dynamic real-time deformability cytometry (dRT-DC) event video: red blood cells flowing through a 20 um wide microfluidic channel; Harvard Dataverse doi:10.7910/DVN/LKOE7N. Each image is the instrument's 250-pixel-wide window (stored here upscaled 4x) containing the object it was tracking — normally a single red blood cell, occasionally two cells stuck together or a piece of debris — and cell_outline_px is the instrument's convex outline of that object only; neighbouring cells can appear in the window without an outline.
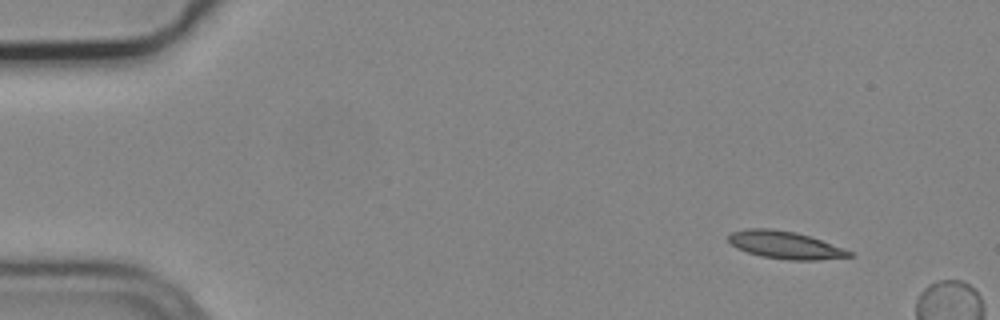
{"species": "common noctule bat (a hibernating species)", "species_latin": "Nyctalus noctula", "temperature_condition": "cold", "stored_images_in_passage": 3, "camera_frame_rate_fps": 3000, "um_per_image_px": 0.085, "animal": {"sex": "male", "body_mass_g": 19.2, "forearm_length_mm": 51.8}, "frame": {"image": 1, "passage_image": 1, "time_ms": 0.0, "image_size_px": [1000, 320], "cell_outline_px": [[856, 256], [820, 260], [788, 260], [760, 256], [736, 248], [728, 240], [728, 236], [732, 232], [744, 228], [772, 228], [796, 232], [844, 248], [852, 252]], "centroid_in_image_um": [66.74, 20.82], "position_along_channel_um": 18.3, "area_um2": 19.48}}